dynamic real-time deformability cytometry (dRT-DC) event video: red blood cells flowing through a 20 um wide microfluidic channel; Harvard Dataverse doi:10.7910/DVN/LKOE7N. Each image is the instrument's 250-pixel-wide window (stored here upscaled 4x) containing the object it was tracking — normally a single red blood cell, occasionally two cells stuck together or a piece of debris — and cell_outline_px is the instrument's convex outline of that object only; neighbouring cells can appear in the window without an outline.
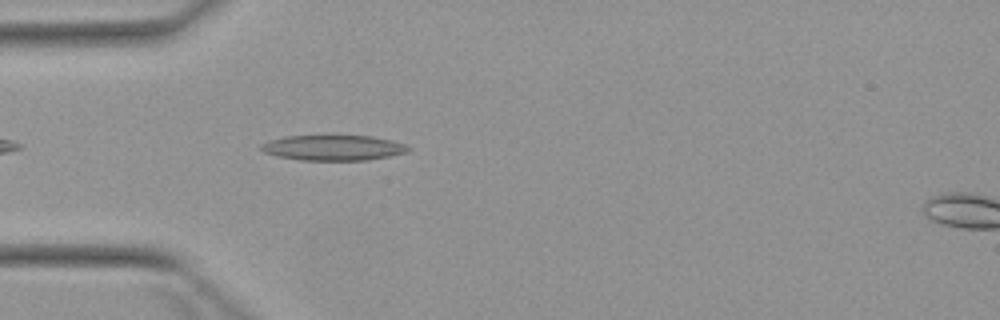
{"species": "Egyptian fruit bat (a non-hibernating species)", "species_latin": "Rousettus aegyptiacus", "temperature_condition": "warm", "stored_images_in_passage": 3, "camera_frame_rate_fps": 3000, "um_per_image_px": 0.085, "animal": {"sex": "female"}, "frame": {"image": 1, "passage_image": 2, "time_ms": 1.0, "image_size_px": [1000, 320], "cell_outline_px": [[412, 148], [408, 152], [368, 160], [300, 160], [276, 156], [264, 152], [260, 148], [260, 144], [268, 140], [288, 136], [372, 136], [392, 140], [404, 144]], "centroid_in_image_um": [28.32, 12.56], "position_along_channel_um": 56.7, "area_um2": 21.73}}